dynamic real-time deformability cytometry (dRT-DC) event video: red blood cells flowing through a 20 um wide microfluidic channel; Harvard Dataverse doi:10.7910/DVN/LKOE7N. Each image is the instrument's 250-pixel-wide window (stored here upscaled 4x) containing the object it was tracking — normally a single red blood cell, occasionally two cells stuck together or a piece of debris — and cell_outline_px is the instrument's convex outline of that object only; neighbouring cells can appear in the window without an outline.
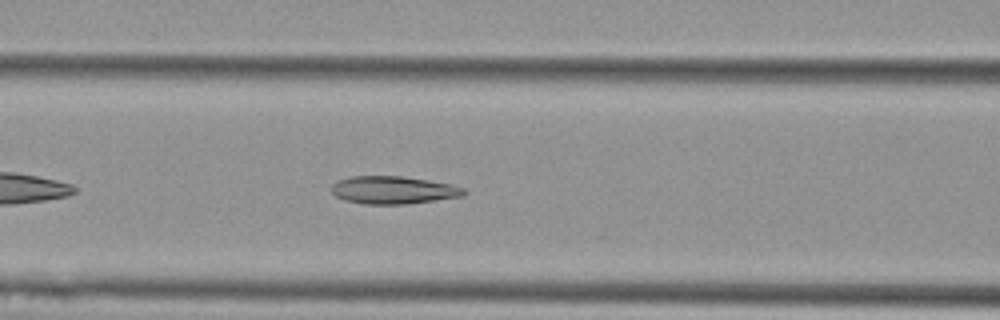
{"species": "Egyptian fruit bat (a non-hibernating species)", "species_latin": "Rousettus aegyptiacus", "temperature_condition": "cold", "stored_images_in_passage": 38, "camera_frame_rate_fps": 3000, "um_per_image_px": 0.085, "animal": {"sex": "female"}, "frame": {"image": 1, "passage_image": 9, "time_ms": 2.667, "image_size_px": [1000, 320], "cell_outline_px": [[468, 192], [464, 196], [408, 204], [364, 204], [344, 200], [336, 196], [332, 192], [332, 184], [340, 180], [352, 176], [404, 176], [448, 184], [464, 188]], "centroid_in_image_um": [33.44, 16.16], "position_along_channel_um": 133.2, "area_um2": 21.33}}
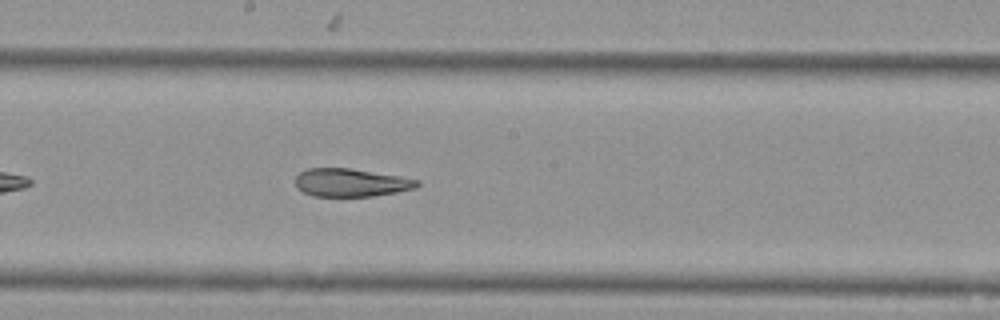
{"frame": {"image": 2, "passage_image": 16, "time_ms": 5.0, "image_size_px": [1000, 320], "cell_outline_px": [[420, 184], [416, 188], [396, 192], [372, 196], [312, 196], [296, 188], [296, 176], [300, 172], [308, 168], [352, 168], [400, 176], [420, 180]], "centroid_in_image_um": [29.84, 15.51], "position_along_channel_um": 218.4, "area_um2": 20.0}}
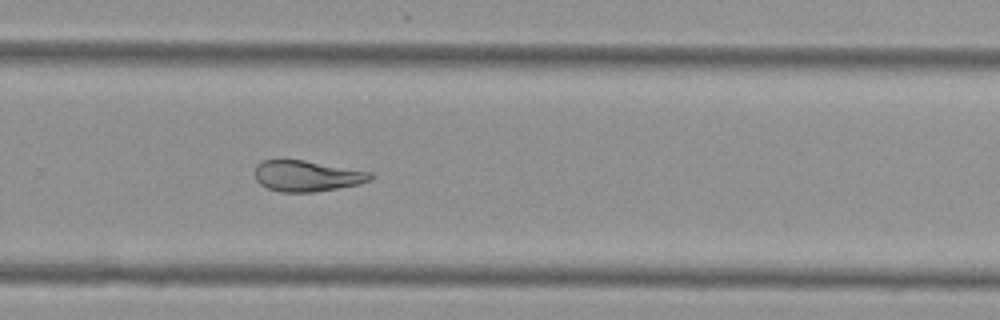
{"frame": {"image": 3, "passage_image": 23, "time_ms": 7.333, "image_size_px": [1000, 320], "cell_outline_px": [[372, 180], [360, 184], [312, 192], [280, 192], [268, 188], [260, 184], [256, 180], [256, 164], [260, 160], [304, 160], [372, 172]], "centroid_in_image_um": [26.09, 14.95], "position_along_channel_um": 303.7, "area_um2": 20.75}, "authors_computed_cell_mechanics": {"area_um2": 21.4438, "velocity_mm_per_s": 3.6641, "shape_relaxation_time_tau1_ms": 10.8818, "shape_relaxation_time_tau2_ms": 2.5642, "deformation_change_tau1": 0.2329, "deformation_change_tau2": 0.0884}}